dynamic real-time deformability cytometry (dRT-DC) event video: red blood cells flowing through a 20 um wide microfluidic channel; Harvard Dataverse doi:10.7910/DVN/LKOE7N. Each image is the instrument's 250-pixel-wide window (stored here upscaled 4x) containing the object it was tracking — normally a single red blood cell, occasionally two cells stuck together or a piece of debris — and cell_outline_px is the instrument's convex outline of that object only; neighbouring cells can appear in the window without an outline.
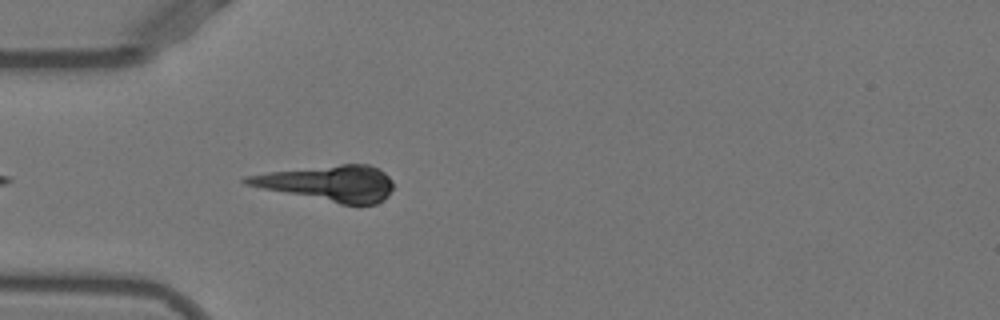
{"species": "Egyptian fruit bat (a non-hibernating species)", "species_latin": "Rousettus aegyptiacus", "temperature_condition": "warm", "stored_images_in_passage": 7, "camera_frame_rate_fps": 3000, "um_per_image_px": 0.085, "animal": {"sex": "female"}, "frame": {"image": 1, "passage_image": 3, "time_ms": 0.667, "image_size_px": [1000, 320], "cell_outline_px": [[392, 188], [388, 196], [384, 200], [376, 204], [340, 204], [244, 184], [240, 180], [244, 176], [268, 172], [340, 164], [368, 164], [384, 172], [392, 180]], "centroid_in_image_um": [27.94, 15.57], "position_along_channel_um": 57.1, "area_um2": 30.35}}